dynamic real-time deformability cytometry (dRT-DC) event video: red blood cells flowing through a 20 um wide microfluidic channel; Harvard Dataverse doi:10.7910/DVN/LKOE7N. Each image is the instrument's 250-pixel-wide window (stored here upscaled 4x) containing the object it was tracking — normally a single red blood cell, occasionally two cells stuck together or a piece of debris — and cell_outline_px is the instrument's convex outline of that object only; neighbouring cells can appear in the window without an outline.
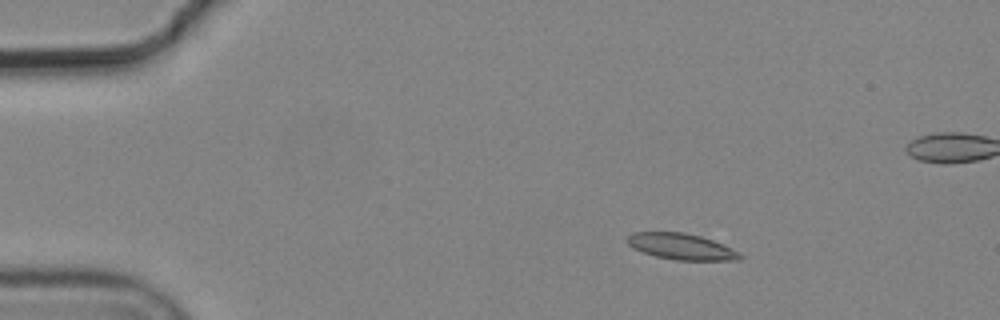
{"species": "common noctule bat (a hibernating species)", "species_latin": "Nyctalus noctula", "temperature_condition": "cold", "stored_images_in_passage": 6, "camera_frame_rate_fps": 3000, "um_per_image_px": 0.085, "animal": {"sex": "male", "body_mass_g": 19.2, "forearm_length_mm": 51.8}, "frame": {"image": 1, "passage_image": 3, "time_ms": 0.667, "image_size_px": [1000, 320], "cell_outline_px": [[744, 256], [740, 260], [676, 260], [656, 256], [632, 248], [624, 240], [632, 232], [684, 232], [700, 236], [712, 240], [732, 248], [740, 252]], "centroid_in_image_um": [57.91, 20.95], "position_along_channel_um": 27.1, "area_um2": 17.22}}